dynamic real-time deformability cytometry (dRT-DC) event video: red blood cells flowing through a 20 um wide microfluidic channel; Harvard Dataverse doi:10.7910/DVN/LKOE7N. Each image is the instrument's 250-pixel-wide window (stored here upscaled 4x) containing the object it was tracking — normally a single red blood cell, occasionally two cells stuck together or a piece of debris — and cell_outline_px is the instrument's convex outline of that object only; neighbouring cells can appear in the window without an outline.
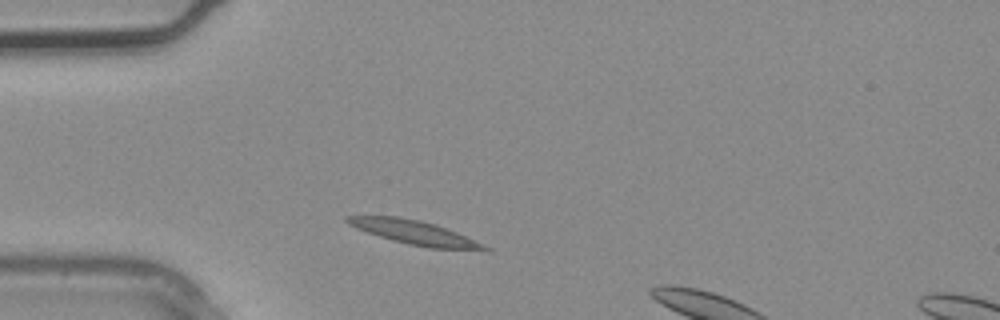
{"species": "common noctule bat (a hibernating species)", "species_latin": "Nyctalus noctula", "temperature_condition": "warm", "stored_images_in_passage": 2, "segment_of_instrument_passage": [1, 2], "camera_frame_rate_fps": 3000, "um_per_image_px": 0.085, "animal": {"sex": "male", "body_mass_g": 20.4}, "frame": {"image": 1, "passage_image": 1, "time_ms": 0.0, "image_size_px": [1000, 320], "cell_outline_px": [[492, 252], [488, 252], [428, 248], [408, 244], [392, 240], [356, 228], [348, 224], [344, 220], [344, 216], [396, 216], [420, 220], [436, 224], [456, 232], [484, 244], [492, 248]], "centroid_in_image_um": [35.35, 19.8], "position_along_channel_um": 49.6, "area_um2": 19.59}}